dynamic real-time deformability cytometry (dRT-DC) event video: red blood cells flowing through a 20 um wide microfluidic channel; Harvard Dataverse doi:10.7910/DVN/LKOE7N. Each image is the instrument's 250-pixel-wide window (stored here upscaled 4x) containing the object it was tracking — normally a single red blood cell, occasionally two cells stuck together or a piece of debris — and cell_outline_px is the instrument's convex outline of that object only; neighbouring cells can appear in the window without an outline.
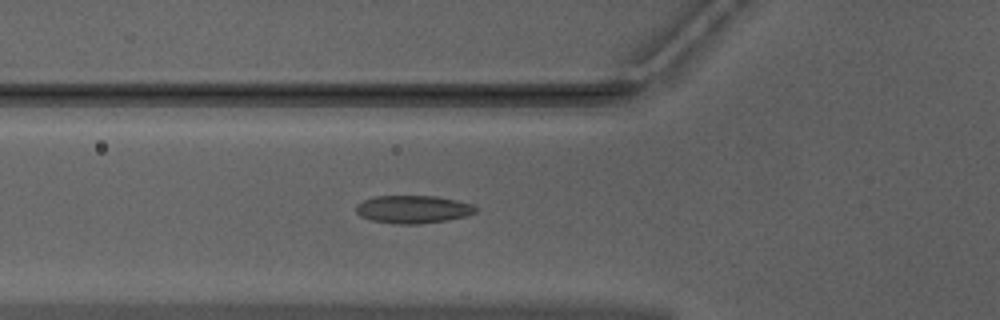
{"species": "Egyptian fruit bat (a non-hibernating species)", "species_latin": "Rousettus aegyptiacus", "temperature_condition": "warm", "stored_images_in_passage": 50, "camera_frame_rate_fps": 3000, "um_per_image_px": 0.085, "animal": {"sex": "male"}, "frame": {"image": 1, "passage_image": 17, "time_ms": 5.333, "image_size_px": [1000, 320], "cell_outline_px": [[476, 212], [464, 216], [448, 220], [420, 224], [392, 224], [372, 220], [360, 216], [356, 212], [356, 204], [364, 200], [376, 196], [436, 196], [476, 204]], "centroid_in_image_um": [35.11, 17.79], "position_along_channel_um": 90.7, "area_um2": 19.54}}
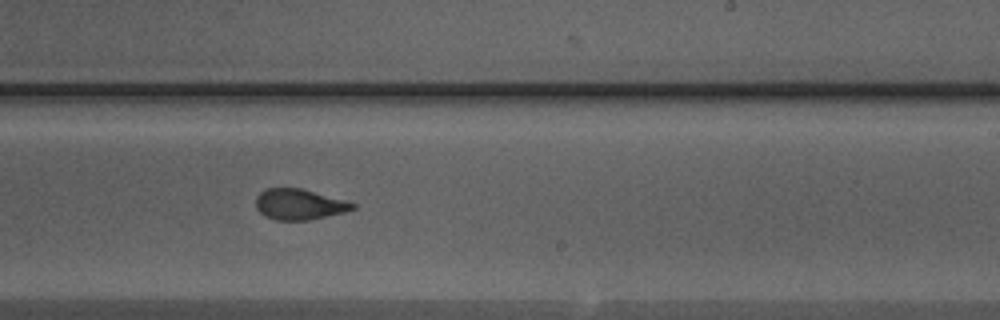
{"frame": {"image": 2, "passage_image": 30, "time_ms": 9.667, "image_size_px": [1000, 320], "cell_outline_px": [[356, 208], [344, 212], [308, 220], [276, 220], [264, 216], [256, 208], [256, 196], [260, 192], [268, 188], [300, 188], [344, 200], [356, 204]], "centroid_in_image_um": [25.4, 17.37], "position_along_channel_um": 263.6, "area_um2": 17.17}}
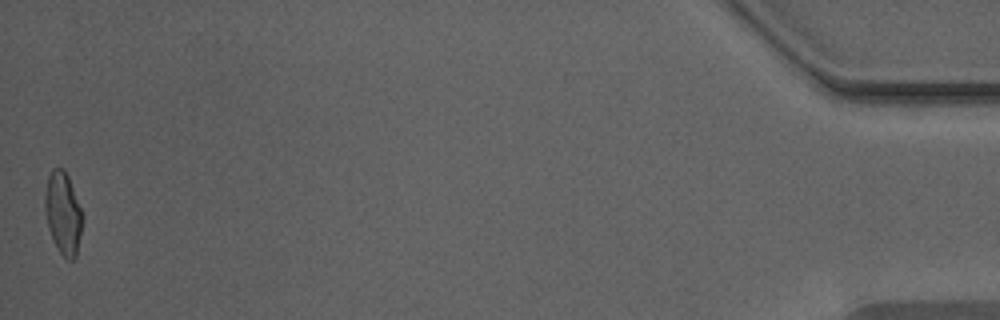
{"frame": {"image": 3, "passage_image": 50, "time_ms": 16.333, "image_size_px": [1000, 320], "cell_outline_px": [[84, 216], [76, 256], [72, 260], [68, 260], [60, 252], [48, 228], [44, 208], [44, 192], [48, 176], [52, 168], [64, 168], [68, 176]], "centroid_in_image_um": [5.36, 18.08], "position_along_channel_um": 429.8, "area_um2": 18.03}, "authors_computed_cell_mechanics": {"area_um2": 18.2359, "velocity_mm_per_s": 3.9824, "shape_relaxation_time_tau1_ms": 5.6463, "shape_relaxation_time_tau2_ms": 1.1523, "deformation_change_tau1": 0.1687, "deformation_change_tau2": 0.0726}}